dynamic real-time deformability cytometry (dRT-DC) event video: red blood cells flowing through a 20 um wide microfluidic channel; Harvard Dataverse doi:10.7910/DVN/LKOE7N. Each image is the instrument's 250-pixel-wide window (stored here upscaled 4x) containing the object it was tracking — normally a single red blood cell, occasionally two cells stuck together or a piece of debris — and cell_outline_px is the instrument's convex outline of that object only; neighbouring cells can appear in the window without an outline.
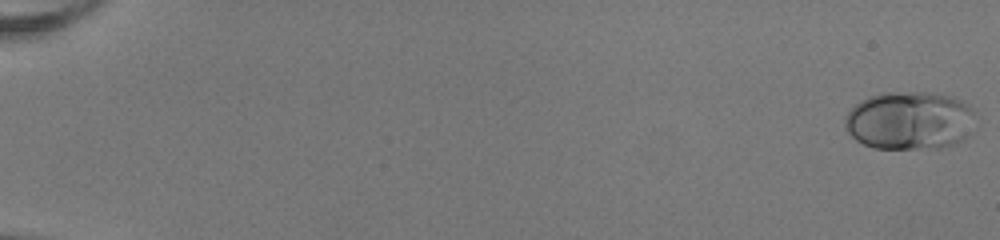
{"species": "human", "species_latin": "Homo sapiens", "temperature_condition": "room temperature", "stored_images_in_passage": 52, "camera_frame_rate_fps": 3000, "um_per_image_px": 0.085, "donor": {"sex": "female"}, "frame": {"image": 1, "passage_image": 1, "time_ms": 0.0, "image_size_px": [1000, 240], "cell_outline_px": [[972, 132], [968, 136], [952, 144], [940, 148], [872, 148], [856, 140], [844, 128], [844, 120], [848, 112], [860, 100], [868, 96], [884, 92], [928, 92], [948, 96], [960, 100], [968, 104], [972, 108]], "centroid_in_image_um": [77.28, 10.24], "position_along_channel_um": 7.7, "area_um2": 44.33}}
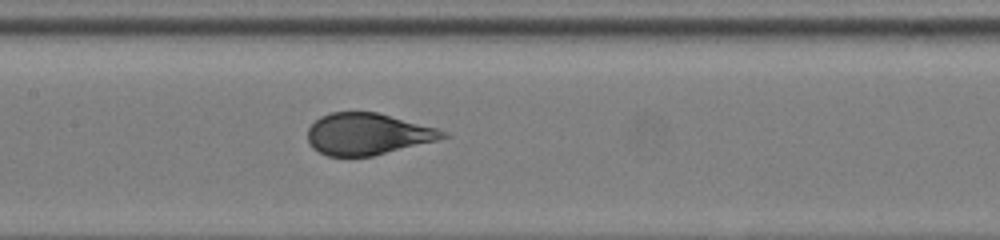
{"frame": {"image": 2, "passage_image": 28, "time_ms": 9.0, "image_size_px": [1000, 240], "cell_outline_px": [[452, 136], [372, 156], [328, 156], [312, 148], [308, 140], [308, 128], [320, 116], [332, 112], [376, 112], [436, 128], [448, 132]], "centroid_in_image_um": [31.23, 11.39], "position_along_channel_um": 176.2, "area_um2": 32.48}}
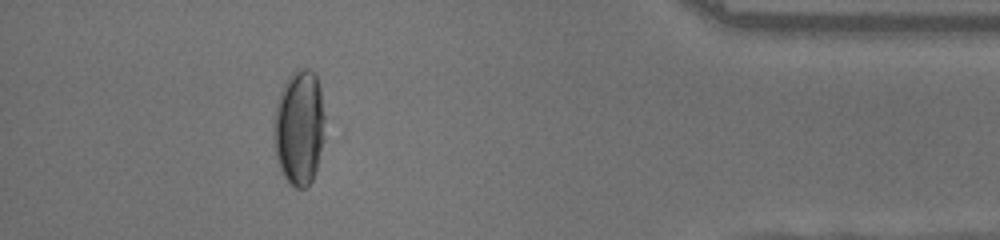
{"frame": {"image": 3, "passage_image": 48, "time_ms": 15.667, "image_size_px": [1000, 240], "cell_outline_px": [[324, 140], [316, 168], [312, 180], [304, 188], [296, 188], [284, 176], [280, 168], [276, 156], [272, 128], [272, 124], [276, 104], [280, 92], [288, 76], [296, 68], [308, 68], [316, 72], [320, 88], [324, 116]], "centroid_in_image_um": [25.42, 10.78], "position_along_channel_um": 409.8, "area_um2": 34.62}, "authors_computed_cell_mechanics": {"area_um2": 36.0094, "velocity_mm_per_s": 4.0668, "shape_relaxation_time_tau1_ms": 4.1293, "shape_relaxation_time_tau2_ms": null, "deformation_change_tau1": 0.1886, "deformation_change_tau2": null}}